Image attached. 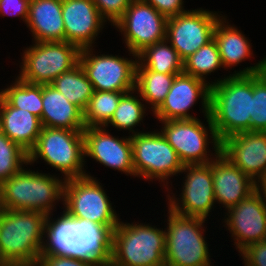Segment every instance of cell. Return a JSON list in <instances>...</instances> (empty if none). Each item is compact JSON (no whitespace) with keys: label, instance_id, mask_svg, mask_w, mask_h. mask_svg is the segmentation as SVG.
<instances>
[{"label":"cell","instance_id":"obj_20","mask_svg":"<svg viewBox=\"0 0 266 266\" xmlns=\"http://www.w3.org/2000/svg\"><path fill=\"white\" fill-rule=\"evenodd\" d=\"M62 17L66 42L80 50L97 47L95 43L107 22L92 0H62Z\"/></svg>","mask_w":266,"mask_h":266},{"label":"cell","instance_id":"obj_23","mask_svg":"<svg viewBox=\"0 0 266 266\" xmlns=\"http://www.w3.org/2000/svg\"><path fill=\"white\" fill-rule=\"evenodd\" d=\"M0 130L29 153L37 143L42 124L39 117L14 108L0 95Z\"/></svg>","mask_w":266,"mask_h":266},{"label":"cell","instance_id":"obj_36","mask_svg":"<svg viewBox=\"0 0 266 266\" xmlns=\"http://www.w3.org/2000/svg\"><path fill=\"white\" fill-rule=\"evenodd\" d=\"M39 266H102L98 262L73 256L41 253Z\"/></svg>","mask_w":266,"mask_h":266},{"label":"cell","instance_id":"obj_11","mask_svg":"<svg viewBox=\"0 0 266 266\" xmlns=\"http://www.w3.org/2000/svg\"><path fill=\"white\" fill-rule=\"evenodd\" d=\"M21 53L19 74L30 84H51L79 63L80 49L66 41L32 42Z\"/></svg>","mask_w":266,"mask_h":266},{"label":"cell","instance_id":"obj_17","mask_svg":"<svg viewBox=\"0 0 266 266\" xmlns=\"http://www.w3.org/2000/svg\"><path fill=\"white\" fill-rule=\"evenodd\" d=\"M211 85L184 72L177 74L162 104L151 114L157 121L195 119L191 107L201 100L204 118L209 116Z\"/></svg>","mask_w":266,"mask_h":266},{"label":"cell","instance_id":"obj_42","mask_svg":"<svg viewBox=\"0 0 266 266\" xmlns=\"http://www.w3.org/2000/svg\"><path fill=\"white\" fill-rule=\"evenodd\" d=\"M8 266H39L38 263L36 264H21V265H8Z\"/></svg>","mask_w":266,"mask_h":266},{"label":"cell","instance_id":"obj_18","mask_svg":"<svg viewBox=\"0 0 266 266\" xmlns=\"http://www.w3.org/2000/svg\"><path fill=\"white\" fill-rule=\"evenodd\" d=\"M85 165L87 157L98 164L135 176L131 136H114L106 127H86L83 130Z\"/></svg>","mask_w":266,"mask_h":266},{"label":"cell","instance_id":"obj_4","mask_svg":"<svg viewBox=\"0 0 266 266\" xmlns=\"http://www.w3.org/2000/svg\"><path fill=\"white\" fill-rule=\"evenodd\" d=\"M46 218L39 211L0 209V255L7 265L38 263Z\"/></svg>","mask_w":266,"mask_h":266},{"label":"cell","instance_id":"obj_24","mask_svg":"<svg viewBox=\"0 0 266 266\" xmlns=\"http://www.w3.org/2000/svg\"><path fill=\"white\" fill-rule=\"evenodd\" d=\"M42 127L84 130L83 111L51 84L42 85Z\"/></svg>","mask_w":266,"mask_h":266},{"label":"cell","instance_id":"obj_6","mask_svg":"<svg viewBox=\"0 0 266 266\" xmlns=\"http://www.w3.org/2000/svg\"><path fill=\"white\" fill-rule=\"evenodd\" d=\"M39 159L65 180L88 176L83 130L42 127L35 147L28 153V164L32 166Z\"/></svg>","mask_w":266,"mask_h":266},{"label":"cell","instance_id":"obj_35","mask_svg":"<svg viewBox=\"0 0 266 266\" xmlns=\"http://www.w3.org/2000/svg\"><path fill=\"white\" fill-rule=\"evenodd\" d=\"M101 17L113 26L124 14L132 0H92Z\"/></svg>","mask_w":266,"mask_h":266},{"label":"cell","instance_id":"obj_8","mask_svg":"<svg viewBox=\"0 0 266 266\" xmlns=\"http://www.w3.org/2000/svg\"><path fill=\"white\" fill-rule=\"evenodd\" d=\"M205 120L206 124L199 118L159 121L162 125L160 133L176 151L183 165L207 164L221 153V141L210 116H206Z\"/></svg>","mask_w":266,"mask_h":266},{"label":"cell","instance_id":"obj_33","mask_svg":"<svg viewBox=\"0 0 266 266\" xmlns=\"http://www.w3.org/2000/svg\"><path fill=\"white\" fill-rule=\"evenodd\" d=\"M28 163V153L0 130V185Z\"/></svg>","mask_w":266,"mask_h":266},{"label":"cell","instance_id":"obj_3","mask_svg":"<svg viewBox=\"0 0 266 266\" xmlns=\"http://www.w3.org/2000/svg\"><path fill=\"white\" fill-rule=\"evenodd\" d=\"M28 165L0 185V209L52 215L59 202L63 205L65 179L55 173L30 170Z\"/></svg>","mask_w":266,"mask_h":266},{"label":"cell","instance_id":"obj_1","mask_svg":"<svg viewBox=\"0 0 266 266\" xmlns=\"http://www.w3.org/2000/svg\"><path fill=\"white\" fill-rule=\"evenodd\" d=\"M263 59L223 78L211 79L209 116L220 141L250 131L253 74L262 72Z\"/></svg>","mask_w":266,"mask_h":266},{"label":"cell","instance_id":"obj_21","mask_svg":"<svg viewBox=\"0 0 266 266\" xmlns=\"http://www.w3.org/2000/svg\"><path fill=\"white\" fill-rule=\"evenodd\" d=\"M213 190L216 204L228 210L244 200L258 184L221 153L212 160Z\"/></svg>","mask_w":266,"mask_h":266},{"label":"cell","instance_id":"obj_28","mask_svg":"<svg viewBox=\"0 0 266 266\" xmlns=\"http://www.w3.org/2000/svg\"><path fill=\"white\" fill-rule=\"evenodd\" d=\"M51 85L82 111L85 110L94 93L93 84L88 80L80 63L58 76Z\"/></svg>","mask_w":266,"mask_h":266},{"label":"cell","instance_id":"obj_10","mask_svg":"<svg viewBox=\"0 0 266 266\" xmlns=\"http://www.w3.org/2000/svg\"><path fill=\"white\" fill-rule=\"evenodd\" d=\"M131 144L135 176L144 181H158L164 191L171 190L170 179L180 175L184 165L160 131L137 133L131 136Z\"/></svg>","mask_w":266,"mask_h":266},{"label":"cell","instance_id":"obj_13","mask_svg":"<svg viewBox=\"0 0 266 266\" xmlns=\"http://www.w3.org/2000/svg\"><path fill=\"white\" fill-rule=\"evenodd\" d=\"M96 53L94 47H89L81 49L79 54V63L93 84L94 91L129 92L135 89L137 54L129 51L127 56L132 57L124 58L101 54L100 51Z\"/></svg>","mask_w":266,"mask_h":266},{"label":"cell","instance_id":"obj_27","mask_svg":"<svg viewBox=\"0 0 266 266\" xmlns=\"http://www.w3.org/2000/svg\"><path fill=\"white\" fill-rule=\"evenodd\" d=\"M136 70H151L164 74H180L183 72V60L165 39L146 47L138 54Z\"/></svg>","mask_w":266,"mask_h":266},{"label":"cell","instance_id":"obj_34","mask_svg":"<svg viewBox=\"0 0 266 266\" xmlns=\"http://www.w3.org/2000/svg\"><path fill=\"white\" fill-rule=\"evenodd\" d=\"M250 131L266 132V76L262 72L253 74Z\"/></svg>","mask_w":266,"mask_h":266},{"label":"cell","instance_id":"obj_40","mask_svg":"<svg viewBox=\"0 0 266 266\" xmlns=\"http://www.w3.org/2000/svg\"><path fill=\"white\" fill-rule=\"evenodd\" d=\"M258 187L263 191L264 193V196L266 198V179L263 180L259 185Z\"/></svg>","mask_w":266,"mask_h":266},{"label":"cell","instance_id":"obj_15","mask_svg":"<svg viewBox=\"0 0 266 266\" xmlns=\"http://www.w3.org/2000/svg\"><path fill=\"white\" fill-rule=\"evenodd\" d=\"M222 16L220 11H209L200 7L169 17L166 40L184 61L214 39L216 23Z\"/></svg>","mask_w":266,"mask_h":266},{"label":"cell","instance_id":"obj_39","mask_svg":"<svg viewBox=\"0 0 266 266\" xmlns=\"http://www.w3.org/2000/svg\"><path fill=\"white\" fill-rule=\"evenodd\" d=\"M153 6L159 13L167 18L177 16L188 11L184 7V0H142Z\"/></svg>","mask_w":266,"mask_h":266},{"label":"cell","instance_id":"obj_5","mask_svg":"<svg viewBox=\"0 0 266 266\" xmlns=\"http://www.w3.org/2000/svg\"><path fill=\"white\" fill-rule=\"evenodd\" d=\"M139 222L119 221L112 232L109 266H165V229Z\"/></svg>","mask_w":266,"mask_h":266},{"label":"cell","instance_id":"obj_9","mask_svg":"<svg viewBox=\"0 0 266 266\" xmlns=\"http://www.w3.org/2000/svg\"><path fill=\"white\" fill-rule=\"evenodd\" d=\"M96 178L89 173L88 176L66 179L64 207L61 209L74 220L90 221L113 232L121 219L115 205L112 207L104 185Z\"/></svg>","mask_w":266,"mask_h":266},{"label":"cell","instance_id":"obj_43","mask_svg":"<svg viewBox=\"0 0 266 266\" xmlns=\"http://www.w3.org/2000/svg\"><path fill=\"white\" fill-rule=\"evenodd\" d=\"M0 266H8L0 255Z\"/></svg>","mask_w":266,"mask_h":266},{"label":"cell","instance_id":"obj_41","mask_svg":"<svg viewBox=\"0 0 266 266\" xmlns=\"http://www.w3.org/2000/svg\"><path fill=\"white\" fill-rule=\"evenodd\" d=\"M262 73L266 76V56L263 58Z\"/></svg>","mask_w":266,"mask_h":266},{"label":"cell","instance_id":"obj_2","mask_svg":"<svg viewBox=\"0 0 266 266\" xmlns=\"http://www.w3.org/2000/svg\"><path fill=\"white\" fill-rule=\"evenodd\" d=\"M48 215L42 253L73 256L108 266L111 260L112 232L90 221L74 220L64 211ZM56 217V218H55Z\"/></svg>","mask_w":266,"mask_h":266},{"label":"cell","instance_id":"obj_31","mask_svg":"<svg viewBox=\"0 0 266 266\" xmlns=\"http://www.w3.org/2000/svg\"><path fill=\"white\" fill-rule=\"evenodd\" d=\"M127 92L94 91L83 111L86 127H104L113 116L121 96Z\"/></svg>","mask_w":266,"mask_h":266},{"label":"cell","instance_id":"obj_19","mask_svg":"<svg viewBox=\"0 0 266 266\" xmlns=\"http://www.w3.org/2000/svg\"><path fill=\"white\" fill-rule=\"evenodd\" d=\"M221 154L258 185L266 179V132L248 131L221 141Z\"/></svg>","mask_w":266,"mask_h":266},{"label":"cell","instance_id":"obj_7","mask_svg":"<svg viewBox=\"0 0 266 266\" xmlns=\"http://www.w3.org/2000/svg\"><path fill=\"white\" fill-rule=\"evenodd\" d=\"M165 266H214L208 240L206 219L186 217L166 210ZM213 264V265H212Z\"/></svg>","mask_w":266,"mask_h":266},{"label":"cell","instance_id":"obj_14","mask_svg":"<svg viewBox=\"0 0 266 266\" xmlns=\"http://www.w3.org/2000/svg\"><path fill=\"white\" fill-rule=\"evenodd\" d=\"M168 18L142 0H132L113 25L123 35L127 52L139 54L146 47L166 39Z\"/></svg>","mask_w":266,"mask_h":266},{"label":"cell","instance_id":"obj_12","mask_svg":"<svg viewBox=\"0 0 266 266\" xmlns=\"http://www.w3.org/2000/svg\"><path fill=\"white\" fill-rule=\"evenodd\" d=\"M181 174L185 176L182 177L181 193L178 196L172 190H166V207L182 216L208 220L207 217L211 216L212 211L217 207L214 206L216 201L213 190L212 161L207 164H185Z\"/></svg>","mask_w":266,"mask_h":266},{"label":"cell","instance_id":"obj_16","mask_svg":"<svg viewBox=\"0 0 266 266\" xmlns=\"http://www.w3.org/2000/svg\"><path fill=\"white\" fill-rule=\"evenodd\" d=\"M223 214V226L231 234L238 253L250 244L266 240V198L259 187Z\"/></svg>","mask_w":266,"mask_h":266},{"label":"cell","instance_id":"obj_38","mask_svg":"<svg viewBox=\"0 0 266 266\" xmlns=\"http://www.w3.org/2000/svg\"><path fill=\"white\" fill-rule=\"evenodd\" d=\"M30 0H0V16L19 17L25 24Z\"/></svg>","mask_w":266,"mask_h":266},{"label":"cell","instance_id":"obj_29","mask_svg":"<svg viewBox=\"0 0 266 266\" xmlns=\"http://www.w3.org/2000/svg\"><path fill=\"white\" fill-rule=\"evenodd\" d=\"M176 75L136 70L135 90L152 113L164 101Z\"/></svg>","mask_w":266,"mask_h":266},{"label":"cell","instance_id":"obj_32","mask_svg":"<svg viewBox=\"0 0 266 266\" xmlns=\"http://www.w3.org/2000/svg\"><path fill=\"white\" fill-rule=\"evenodd\" d=\"M221 67L223 68L221 56L214 39L183 61L184 73L202 79L209 84L210 80L208 81L207 76L214 74L216 70H221Z\"/></svg>","mask_w":266,"mask_h":266},{"label":"cell","instance_id":"obj_25","mask_svg":"<svg viewBox=\"0 0 266 266\" xmlns=\"http://www.w3.org/2000/svg\"><path fill=\"white\" fill-rule=\"evenodd\" d=\"M227 18L223 15L214 30V40L217 42L223 69L226 71L234 70L240 63L247 59L250 61L254 56L249 37H246L236 25L230 24Z\"/></svg>","mask_w":266,"mask_h":266},{"label":"cell","instance_id":"obj_30","mask_svg":"<svg viewBox=\"0 0 266 266\" xmlns=\"http://www.w3.org/2000/svg\"><path fill=\"white\" fill-rule=\"evenodd\" d=\"M14 79L5 89H0V95L14 108L27 110L41 120L42 85L24 82L18 76Z\"/></svg>","mask_w":266,"mask_h":266},{"label":"cell","instance_id":"obj_26","mask_svg":"<svg viewBox=\"0 0 266 266\" xmlns=\"http://www.w3.org/2000/svg\"><path fill=\"white\" fill-rule=\"evenodd\" d=\"M139 97L140 95L135 89L124 93L119 100V104L113 116L104 127L109 129V127L112 126L118 131H123V133L125 130V132H128L129 136L144 132V130L140 131V129L138 131V128L134 129L136 126H139V124L142 126L141 122L143 123V120H145L144 117H146L149 113L148 111H150L147 110L149 108H147L146 103Z\"/></svg>","mask_w":266,"mask_h":266},{"label":"cell","instance_id":"obj_22","mask_svg":"<svg viewBox=\"0 0 266 266\" xmlns=\"http://www.w3.org/2000/svg\"><path fill=\"white\" fill-rule=\"evenodd\" d=\"M26 27L32 42L65 41L62 0H30Z\"/></svg>","mask_w":266,"mask_h":266},{"label":"cell","instance_id":"obj_37","mask_svg":"<svg viewBox=\"0 0 266 266\" xmlns=\"http://www.w3.org/2000/svg\"><path fill=\"white\" fill-rule=\"evenodd\" d=\"M238 255L244 259V266H266V240L250 244Z\"/></svg>","mask_w":266,"mask_h":266}]
</instances>
